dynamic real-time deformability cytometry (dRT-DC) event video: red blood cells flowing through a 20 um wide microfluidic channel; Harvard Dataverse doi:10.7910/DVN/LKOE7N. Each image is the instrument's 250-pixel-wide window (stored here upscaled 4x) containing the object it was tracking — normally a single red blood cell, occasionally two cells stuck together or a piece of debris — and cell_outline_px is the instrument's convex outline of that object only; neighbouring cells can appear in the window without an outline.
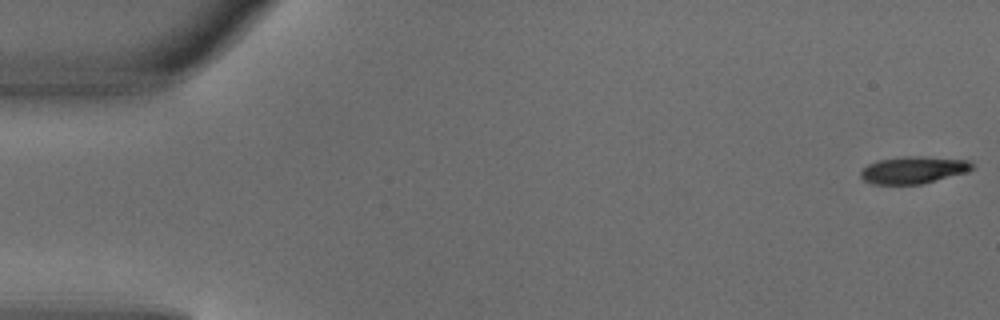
{"species": "common noctule bat (a hibernating species)", "species_latin": "Nyctalus noctula", "temperature_condition": "warm", "stored_images_in_passage": 4, "camera_frame_rate_fps": 3000, "um_per_image_px": 0.085, "animal": {"sex": "male", "body_mass_g": 18.8}, "frame": {"image": 1, "passage_image": 1, "time_ms": 0.0, "image_size_px": [1000, 320], "cell_outline_px": [[976, 168], [968, 172], [920, 184], [872, 184], [864, 180], [860, 176], [860, 172], [868, 164], [880, 160], [904, 156], [924, 156], [968, 160]], "centroid_in_image_um": [77.67, 14.44], "position_along_channel_um": 7.3, "area_um2": 17.63}}
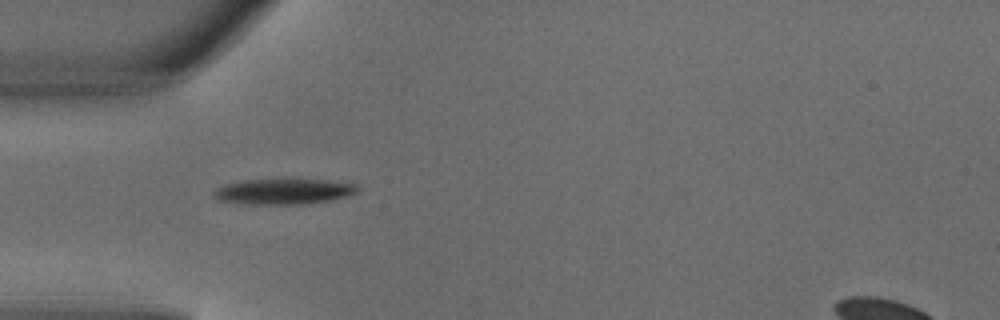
{"frame": {"image": 2, "passage_image": 4, "time_ms": 1.0, "image_size_px": [1000, 320], "cell_outline_px": [[360, 188], [356, 192], [332, 200], [308, 204], [248, 204], [220, 200], [212, 196], [212, 192], [216, 188], [224, 184], [244, 180], [324, 180], [356, 184]], "centroid_in_image_um": [24.08, 16.28], "position_along_channel_um": 60.9, "area_um2": 21.21}}